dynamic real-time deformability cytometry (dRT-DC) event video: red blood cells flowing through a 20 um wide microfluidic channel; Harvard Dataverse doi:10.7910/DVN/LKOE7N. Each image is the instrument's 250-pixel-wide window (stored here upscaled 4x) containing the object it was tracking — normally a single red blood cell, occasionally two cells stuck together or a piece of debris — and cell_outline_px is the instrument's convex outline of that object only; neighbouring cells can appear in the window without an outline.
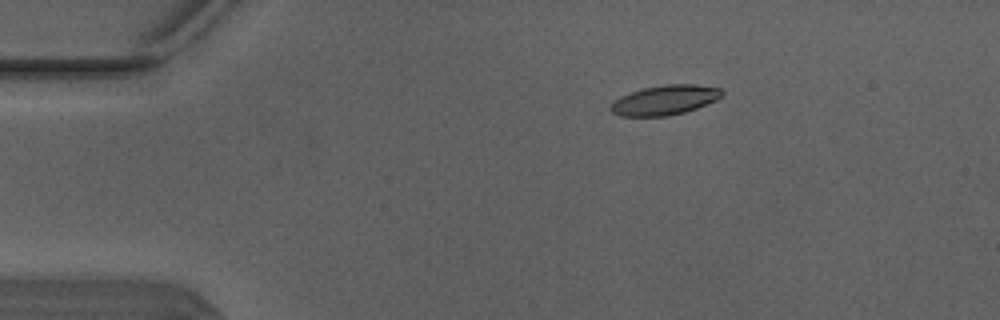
{"species": "Egyptian fruit bat (a non-hibernating species)", "species_latin": "Rousettus aegyptiacus", "temperature_condition": "warm", "stored_images_in_passage": 5, "camera_frame_rate_fps": 3000, "um_per_image_px": 0.085, "animal": {"sex": "male"}, "frame": {"image": 1, "passage_image": 3, "time_ms": 0.667, "image_size_px": [1000, 320], "cell_outline_px": [[724, 96], [716, 100], [696, 108], [684, 112], [668, 116], [620, 116], [612, 112], [608, 108], [620, 96], [644, 88], [664, 84], [696, 84], [720, 88], [724, 92]], "centroid_in_image_um": [56.54, 8.5], "position_along_channel_um": 28.5, "area_um2": 19.25}}
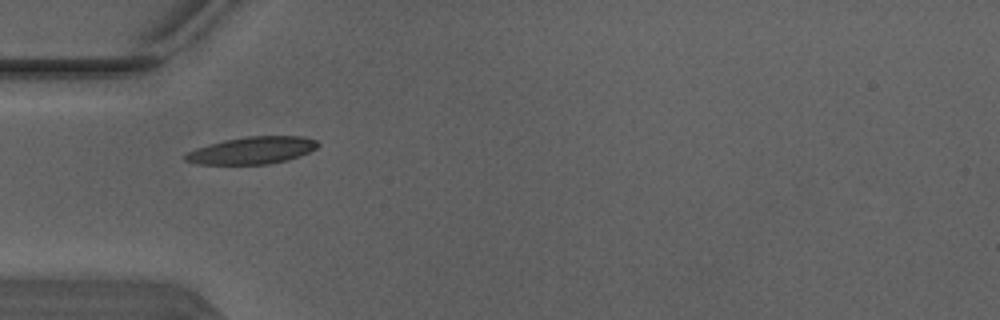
{"frame": {"image": 2, "passage_image": 5, "time_ms": 1.333, "image_size_px": [1000, 320], "cell_outline_px": [[320, 144], [316, 148], [308, 152], [288, 160], [268, 164], [196, 164], [184, 160], [184, 152], [208, 144], [224, 140], [248, 136], [304, 136], [316, 140]], "centroid_in_image_um": [21.4, 12.78], "position_along_channel_um": 63.6, "area_um2": 21.1}}